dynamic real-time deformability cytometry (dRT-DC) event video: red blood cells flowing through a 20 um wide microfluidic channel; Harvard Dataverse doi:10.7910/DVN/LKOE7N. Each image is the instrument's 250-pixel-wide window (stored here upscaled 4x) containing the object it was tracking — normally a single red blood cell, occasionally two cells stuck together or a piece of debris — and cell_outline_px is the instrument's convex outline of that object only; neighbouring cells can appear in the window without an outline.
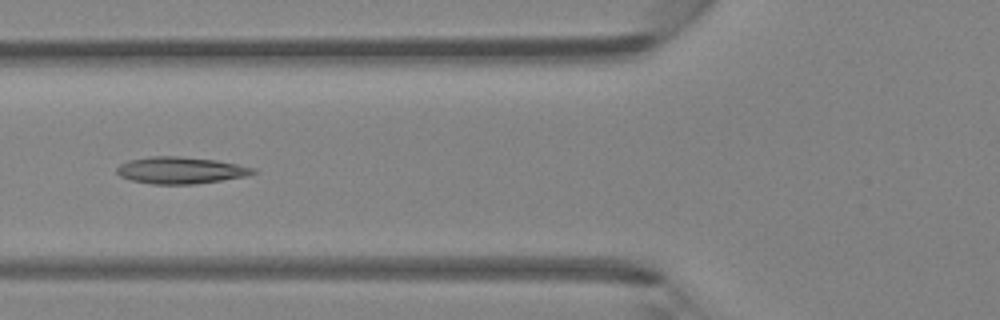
{"species": "Egyptian fruit bat (a non-hibernating species)", "species_latin": "Rousettus aegyptiacus", "temperature_condition": "room temperature", "stored_images_in_passage": 43, "camera_frame_rate_fps": 3000, "um_per_image_px": 0.085, "animal": {"sex": "female"}, "frame": {"image": 1, "passage_image": 18, "time_ms": 5.667, "image_size_px": [1000, 320], "cell_outline_px": [[256, 172], [248, 176], [196, 184], [152, 184], [132, 180], [120, 176], [116, 172], [116, 168], [120, 164], [128, 160], [148, 156], [180, 156], [216, 160], [256, 168]], "centroid_in_image_um": [15.35, 14.47], "position_along_channel_um": 110.5, "area_um2": 21.39}}
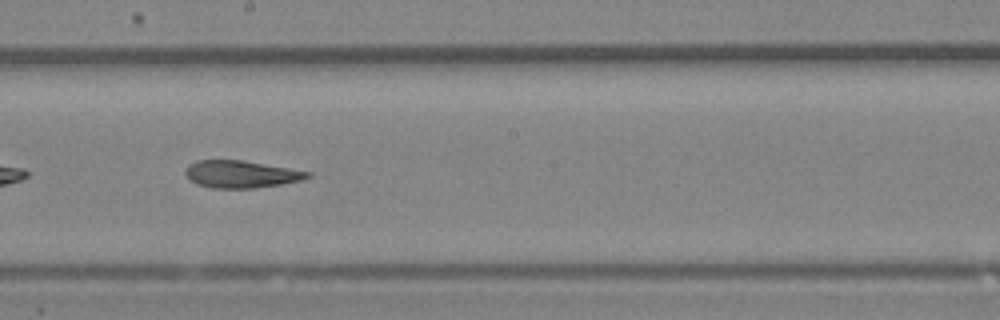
{"frame": {"image": 2, "passage_image": 26, "time_ms": 8.333, "image_size_px": [1000, 320], "cell_outline_px": [[312, 176], [304, 180], [256, 188], [212, 188], [196, 184], [184, 172], [188, 164], [196, 160], [244, 160], [312, 172]], "centroid_in_image_um": [20.52, 14.8], "position_along_channel_um": 227.7, "area_um2": 19.54}}
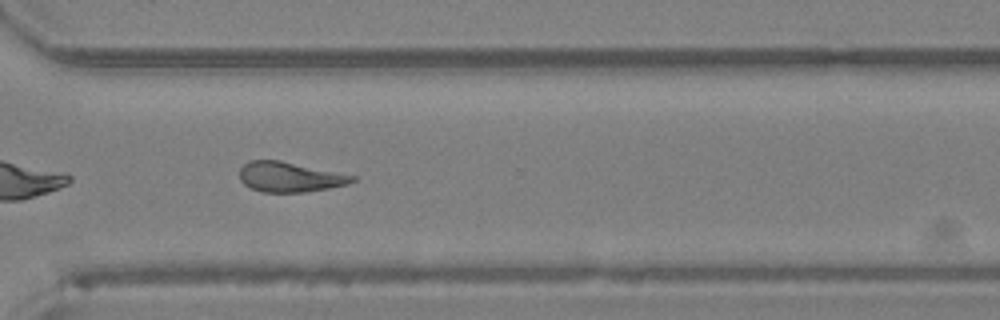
{"frame": {"image": 3, "passage_image": 34, "time_ms": 11.0, "image_size_px": [1000, 320], "cell_outline_px": [[356, 180], [348, 184], [328, 188], [304, 192], [260, 192], [248, 188], [240, 180], [240, 168], [248, 160], [280, 160], [356, 176]], "centroid_in_image_um": [24.59, 15.04], "position_along_channel_um": 346.0, "area_um2": 19.77}}